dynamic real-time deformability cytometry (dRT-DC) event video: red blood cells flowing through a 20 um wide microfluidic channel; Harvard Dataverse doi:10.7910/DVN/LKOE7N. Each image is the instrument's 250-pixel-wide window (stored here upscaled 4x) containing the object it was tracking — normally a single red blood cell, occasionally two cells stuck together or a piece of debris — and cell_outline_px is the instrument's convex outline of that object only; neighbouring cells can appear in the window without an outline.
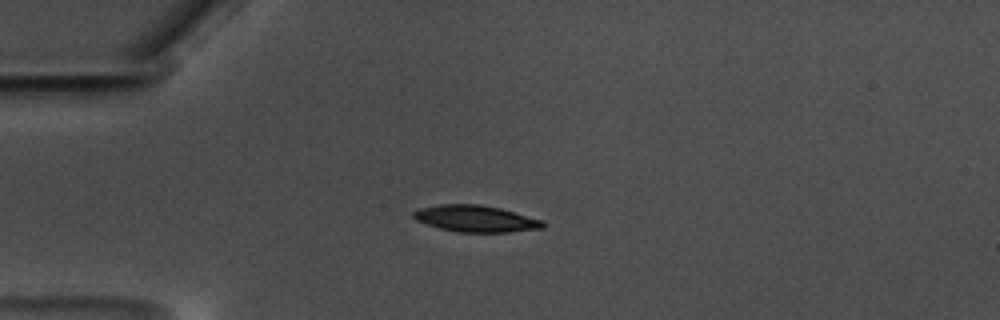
{"species": "common noctule bat (a hibernating species)", "species_latin": "Nyctalus noctula", "temperature_condition": "warm", "stored_images_in_passage": 45, "camera_frame_rate_fps": 3000, "um_per_image_px": 0.085, "animal": {"sex": "male", "body_mass_g": 17.5, "forearm_length_mm": 52.3}, "frame": {"image": 1, "passage_image": 1, "time_ms": 0.0, "image_size_px": [1000, 320], "cell_outline_px": [[548, 224], [544, 228], [508, 232], [456, 232], [440, 228], [416, 220], [412, 216], [412, 212], [420, 208], [440, 204], [480, 204], [500, 208], [544, 220]], "centroid_in_image_um": [40.48, 18.58], "position_along_channel_um": 44.5, "area_um2": 20.17}}
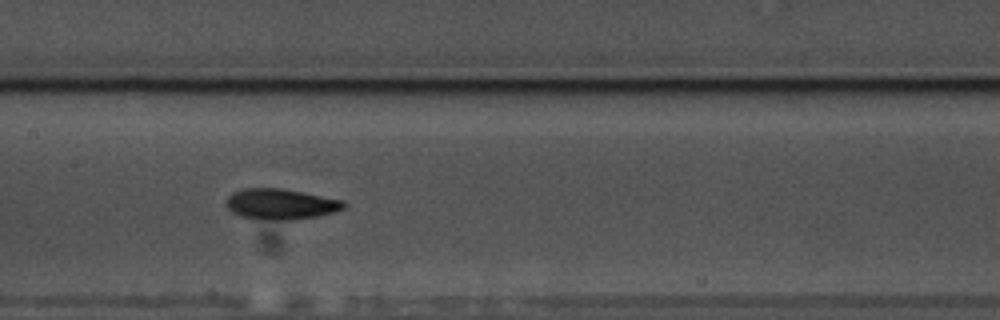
{"frame": {"image": 2, "passage_image": 15, "time_ms": 4.667, "image_size_px": [1000, 320], "cell_outline_px": [[348, 204], [344, 208], [332, 212], [316, 216], [292, 220], [272, 220], [240, 216], [232, 212], [224, 204], [224, 200], [232, 192], [244, 188], [280, 188], [344, 200]], "centroid_in_image_um": [23.82, 17.34], "position_along_channel_um": 183.6, "area_um2": 21.04}}
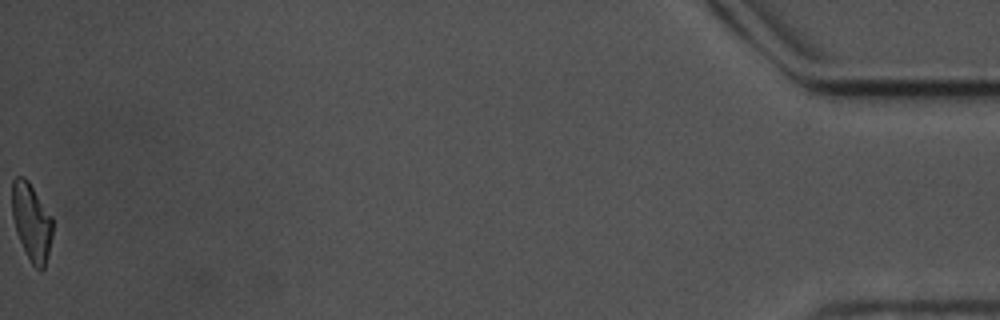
{"frame": {"image": 3, "passage_image": 45, "time_ms": 14.667, "image_size_px": [1000, 320], "cell_outline_px": [[52, 236], [44, 268], [40, 272], [32, 264], [16, 232], [12, 216], [12, 180], [16, 176], [24, 176], [28, 180], [52, 216]], "centroid_in_image_um": [2.67, 18.83], "position_along_channel_um": 432.5, "area_um2": 18.21}, "authors_computed_cell_mechanics": {"area_um2": 19.941, "velocity_mm_per_s": 3.4789, "shape_relaxation_time_tau1_ms": 3.079, "shape_relaxation_time_tau2_ms": 3.5879, "deformation_change_tau1": 0.1463, "deformation_change_tau2": 0.0976}}